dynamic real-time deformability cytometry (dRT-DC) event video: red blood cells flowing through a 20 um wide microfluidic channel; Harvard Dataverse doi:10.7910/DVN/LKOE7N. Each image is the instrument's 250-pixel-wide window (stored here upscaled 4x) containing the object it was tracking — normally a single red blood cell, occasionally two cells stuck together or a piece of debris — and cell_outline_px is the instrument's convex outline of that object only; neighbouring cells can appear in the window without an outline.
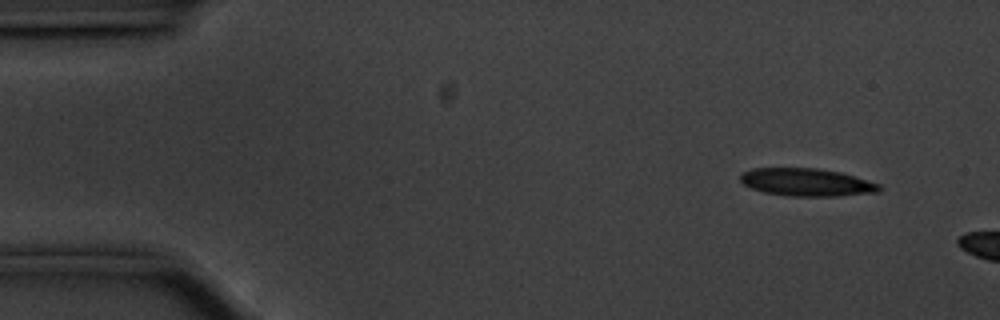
{"species": "common noctule bat (a hibernating species)", "species_latin": "Nyctalus noctula", "temperature_condition": "cold", "stored_images_in_passage": 5, "camera_frame_rate_fps": 3000, "um_per_image_px": 0.085, "animal": {"sex": "male", "body_mass_g": 20.1, "forearm_length_mm": 53.5}, "frame": {"image": 1, "passage_image": 1, "time_ms": 0.0, "image_size_px": [1000, 320], "cell_outline_px": [[880, 188], [876, 192], [836, 196], [788, 196], [764, 192], [752, 188], [744, 184], [740, 180], [740, 176], [744, 172], [752, 168], [816, 168], [840, 172], [880, 184]], "centroid_in_image_um": [68.53, 15.49], "position_along_channel_um": 16.5, "area_um2": 22.2}}